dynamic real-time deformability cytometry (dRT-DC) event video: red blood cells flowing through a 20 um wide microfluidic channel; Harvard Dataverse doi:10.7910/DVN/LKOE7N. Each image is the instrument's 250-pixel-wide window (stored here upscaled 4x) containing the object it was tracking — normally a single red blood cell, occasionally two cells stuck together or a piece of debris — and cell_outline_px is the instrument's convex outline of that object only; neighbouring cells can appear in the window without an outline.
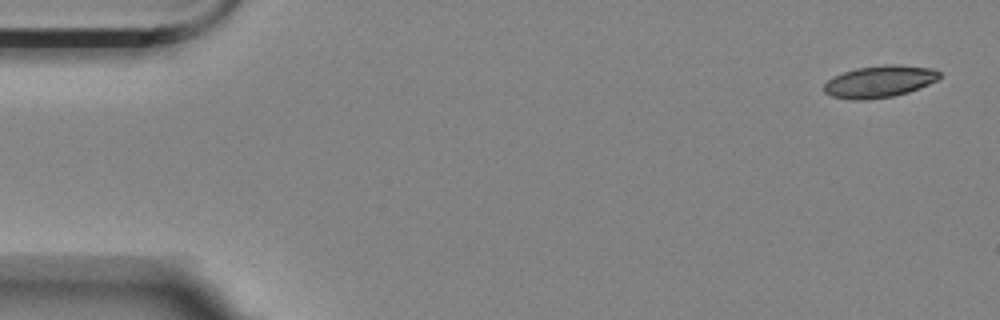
{"species": "Egyptian fruit bat (a non-hibernating species)", "species_latin": "Rousettus aegyptiacus", "temperature_condition": "room temperature", "stored_images_in_passage": 4, "camera_frame_rate_fps": 3000, "um_per_image_px": 0.085, "animal": {"sex": "female"}, "frame": {"image": 1, "passage_image": 1, "time_ms": 0.0, "image_size_px": [1000, 320], "cell_outline_px": [[940, 76], [936, 80], [928, 84], [908, 92], [892, 96], [864, 100], [852, 100], [832, 96], [824, 92], [824, 84], [828, 80], [844, 72], [856, 68], [884, 64], [900, 64], [932, 68], [940, 72]], "centroid_in_image_um": [74.76, 6.92], "position_along_channel_um": 10.2, "area_um2": 21.39}}
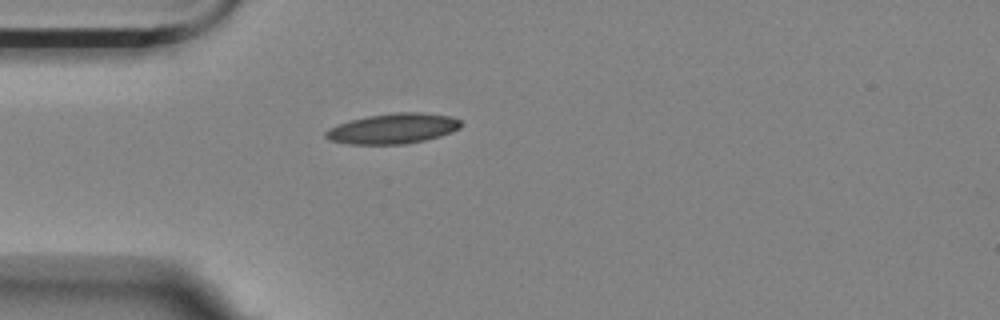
{"frame": {"image": 2, "passage_image": 4, "time_ms": 4.333, "image_size_px": [1000, 320], "cell_outline_px": [[464, 124], [460, 128], [452, 132], [440, 136], [424, 140], [404, 144], [348, 144], [328, 140], [324, 136], [324, 132], [328, 128], [352, 120], [368, 116], [392, 112], [420, 112], [448, 116], [460, 120]], "centroid_in_image_um": [33.4, 10.93], "position_along_channel_um": 51.6, "area_um2": 23.87}}